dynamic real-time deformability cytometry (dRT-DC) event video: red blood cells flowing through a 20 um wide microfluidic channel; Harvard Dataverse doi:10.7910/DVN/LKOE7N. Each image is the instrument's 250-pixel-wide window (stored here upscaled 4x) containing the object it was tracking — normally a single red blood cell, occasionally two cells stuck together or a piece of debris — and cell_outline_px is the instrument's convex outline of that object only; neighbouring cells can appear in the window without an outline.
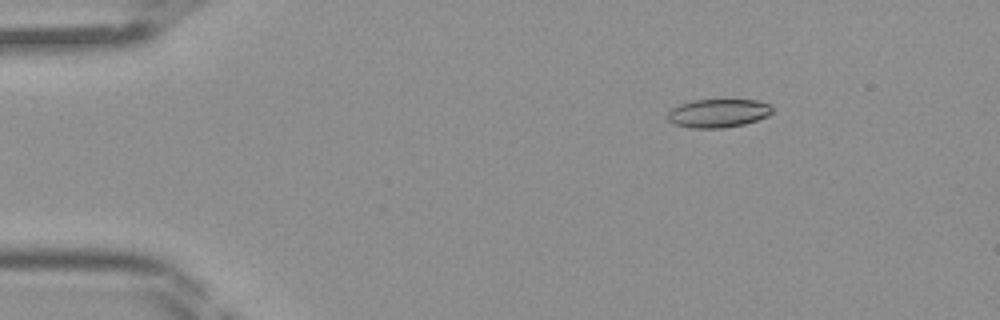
{"species": "Egyptian fruit bat (a non-hibernating species)", "species_latin": "Rousettus aegyptiacus", "temperature_condition": "room temperature", "stored_images_in_passage": 38, "camera_frame_rate_fps": 3000, "um_per_image_px": 0.085, "frame": {"image": 1, "passage_image": 1, "time_ms": 0.0, "image_size_px": [1000, 320], "cell_outline_px": [[772, 112], [768, 116], [744, 124], [724, 128], [692, 128], [676, 124], [668, 120], [668, 112], [672, 108], [680, 104], [692, 100], [756, 100], [768, 104], [772, 108]], "centroid_in_image_um": [61.04, 9.62], "position_along_channel_um": 24.0, "area_um2": 17.22}}
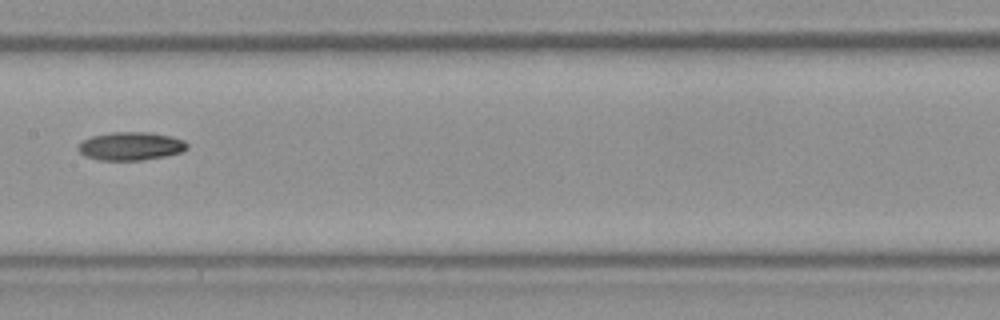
{"frame": {"image": 2, "passage_image": 17, "time_ms": 5.333, "image_size_px": [1000, 320], "cell_outline_px": [[188, 148], [184, 152], [144, 160], [96, 160], [84, 156], [76, 148], [84, 140], [92, 136], [112, 132], [152, 132], [172, 136], [184, 140], [188, 144]], "centroid_in_image_um": [11.14, 12.42], "position_along_channel_um": 196.3, "area_um2": 18.15}}
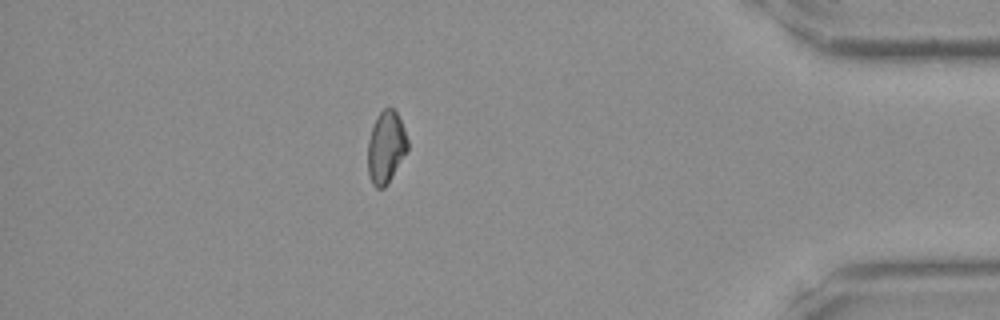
{"frame": {"image": 3, "passage_image": 33, "time_ms": 10.667, "image_size_px": [1000, 320], "cell_outline_px": [[408, 148], [388, 184], [384, 188], [376, 188], [372, 184], [368, 176], [368, 140], [376, 116], [384, 108], [392, 108], [396, 112], [404, 128], [408, 140]], "centroid_in_image_um": [32.79, 12.53], "position_along_channel_um": 402.4, "area_um2": 16.7}}